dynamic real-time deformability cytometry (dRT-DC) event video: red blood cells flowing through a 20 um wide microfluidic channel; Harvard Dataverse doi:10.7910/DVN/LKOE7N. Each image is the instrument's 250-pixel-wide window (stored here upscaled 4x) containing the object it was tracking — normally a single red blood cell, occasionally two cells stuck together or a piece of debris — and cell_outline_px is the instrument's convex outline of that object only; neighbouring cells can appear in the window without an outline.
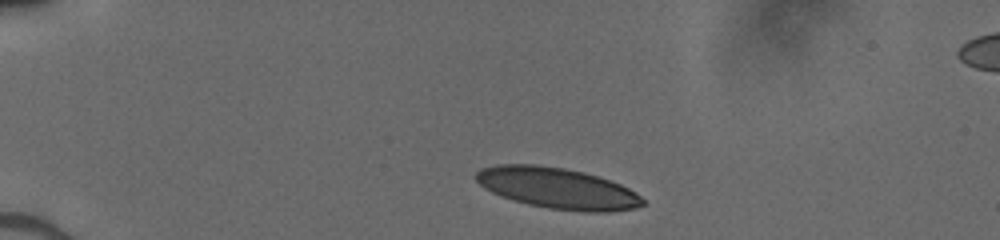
{"species": "human", "species_latin": "Homo sapiens", "temperature_condition": "cold", "stored_images_in_passage": 40, "camera_frame_rate_fps": 3000, "um_per_image_px": 0.085, "donor": {"sex": "male"}, "frame": {"image": 1, "passage_image": 1, "time_ms": 0.0, "image_size_px": [1000, 240], "cell_outline_px": [[644, 204], [636, 208], [608, 212], [580, 212], [548, 208], [528, 204], [500, 196], [484, 188], [472, 176], [480, 168], [496, 164], [536, 164], [564, 168], [584, 172], [620, 184], [636, 192], [644, 200]], "centroid_in_image_um": [47.34, 15.99], "position_along_channel_um": 37.7, "area_um2": 40.0}}
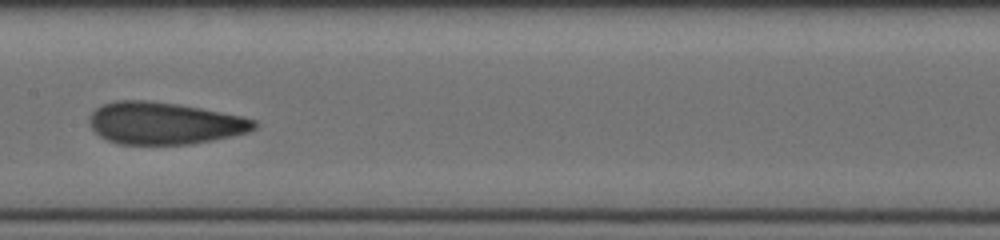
{"frame": {"image": 2, "passage_image": 17, "time_ms": 5.333, "image_size_px": [1000, 240], "cell_outline_px": [[260, 124], [256, 128], [248, 132], [232, 136], [192, 144], [120, 144], [108, 140], [100, 136], [88, 124], [88, 116], [96, 108], [104, 104], [116, 100], [144, 100], [176, 104], [200, 108], [244, 116], [256, 120]], "centroid_in_image_um": [13.98, 10.47], "position_along_channel_um": 193.4, "area_um2": 40.58}}
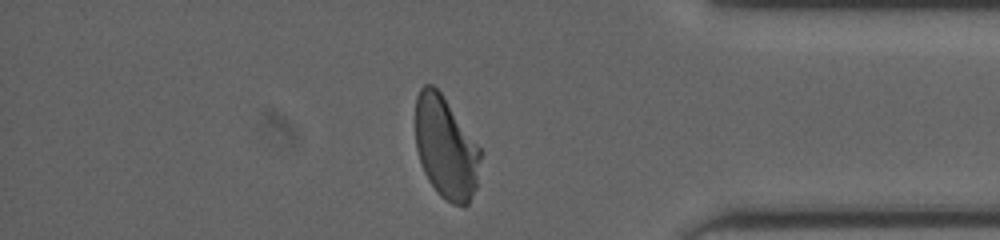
{"frame": {"image": 3, "passage_image": 33, "time_ms": 10.667, "image_size_px": [1000, 240], "cell_outline_px": [[480, 160], [476, 188], [468, 204], [464, 208], [452, 204], [440, 196], [428, 180], [424, 172], [416, 148], [416, 96], [420, 88], [424, 84], [432, 84], [440, 92], [480, 148]], "centroid_in_image_um": [37.88, 12.59], "position_along_channel_um": 397.3, "area_um2": 38.38}}